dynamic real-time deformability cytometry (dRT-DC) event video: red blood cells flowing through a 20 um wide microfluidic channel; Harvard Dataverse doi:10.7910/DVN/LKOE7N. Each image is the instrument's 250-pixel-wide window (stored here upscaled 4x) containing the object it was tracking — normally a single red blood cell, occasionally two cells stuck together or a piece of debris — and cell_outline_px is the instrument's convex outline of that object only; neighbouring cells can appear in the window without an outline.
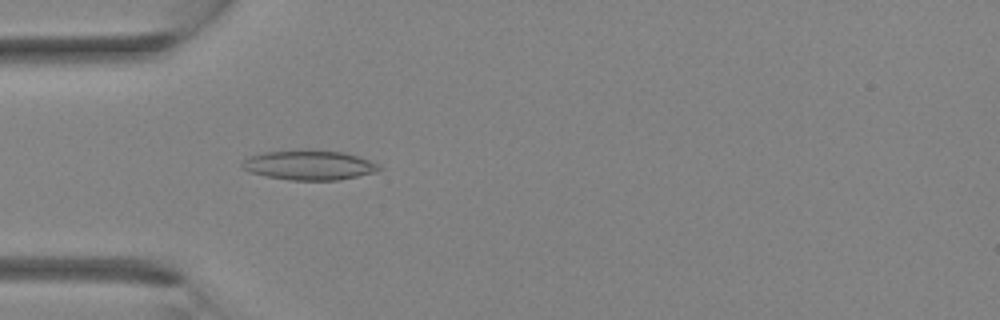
{"species": "Egyptian fruit bat (a non-hibernating species)", "species_latin": "Rousettus aegyptiacus", "temperature_condition": "room temperature", "stored_images_in_passage": 24, "camera_frame_rate_fps": 3000, "um_per_image_px": 0.085, "animal": {"sex": "female"}, "frame": {"image": 1, "passage_image": 1, "time_ms": 0.0, "image_size_px": [1000, 320], "cell_outline_px": [[384, 168], [376, 172], [340, 180], [288, 180], [268, 176], [252, 172], [244, 168], [240, 164], [248, 156], [264, 152], [300, 148], [308, 148], [344, 152], [368, 160]], "centroid_in_image_um": [26.28, 14.0], "position_along_channel_um": 58.7, "area_um2": 24.04}}
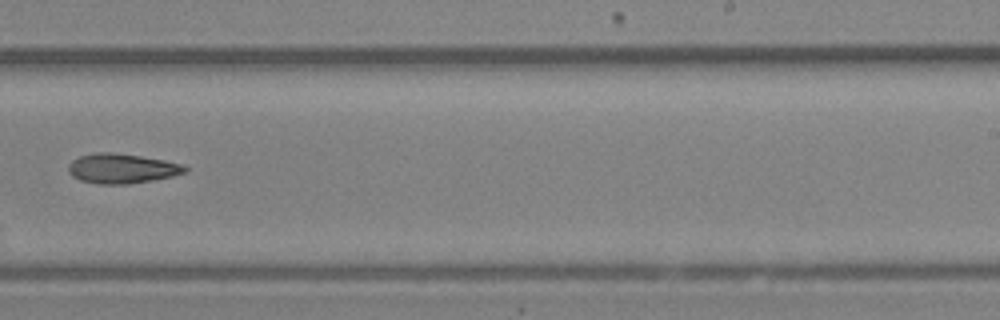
{"frame": {"image": 2, "passage_image": 12, "time_ms": 3.667, "image_size_px": [1000, 320], "cell_outline_px": [[188, 172], [172, 176], [152, 180], [128, 184], [100, 184], [80, 180], [72, 176], [68, 172], [68, 164], [72, 160], [80, 156], [96, 152], [112, 152], [140, 156], [164, 160], [184, 164], [188, 168]], "centroid_in_image_um": [10.36, 14.32], "position_along_channel_um": 278.6, "area_um2": 20.29}}
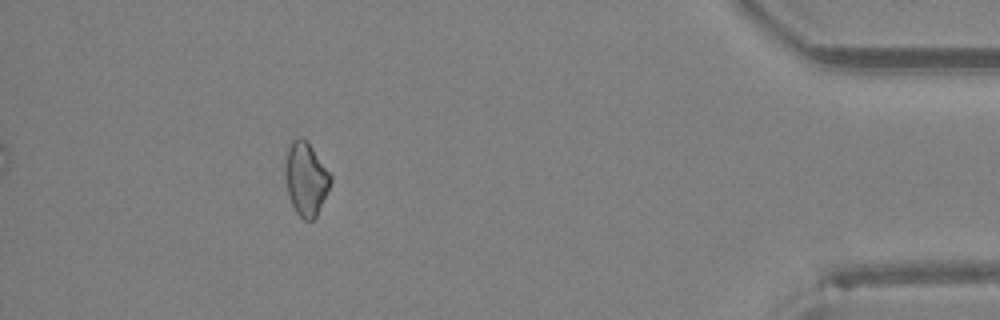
{"frame": {"image": 3, "passage_image": 21, "time_ms": 6.667, "image_size_px": [1000, 320], "cell_outline_px": [[332, 180], [316, 216], [312, 220], [304, 220], [296, 212], [288, 196], [284, 172], [288, 148], [292, 140], [296, 136], [300, 136], [312, 148], [332, 176]], "centroid_in_image_um": [25.98, 15.2], "position_along_channel_um": 409.2, "area_um2": 19.07}}